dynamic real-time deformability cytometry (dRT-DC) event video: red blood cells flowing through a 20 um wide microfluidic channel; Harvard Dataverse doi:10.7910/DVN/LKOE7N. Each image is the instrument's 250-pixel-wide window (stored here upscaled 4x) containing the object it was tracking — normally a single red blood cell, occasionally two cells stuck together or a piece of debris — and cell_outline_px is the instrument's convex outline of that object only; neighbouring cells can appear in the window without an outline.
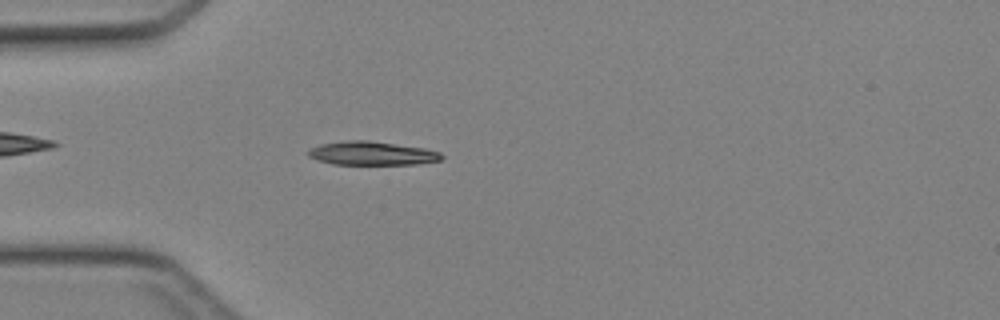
{"species": "Egyptian fruit bat (a non-hibernating species)", "species_latin": "Rousettus aegyptiacus", "temperature_condition": "cold", "stored_images_in_passage": 39, "camera_frame_rate_fps": 3000, "um_per_image_px": 0.085, "animal": {"sex": "female"}, "frame": {"image": 1, "passage_image": 7, "time_ms": 2.0, "image_size_px": [1000, 320], "cell_outline_px": [[444, 156], [440, 160], [416, 164], [332, 164], [316, 160], [308, 156], [308, 148], [320, 144], [348, 140], [368, 140], [424, 148], [440, 152]], "centroid_in_image_um": [31.57, 13.03], "position_along_channel_um": 53.4, "area_um2": 18.38}}
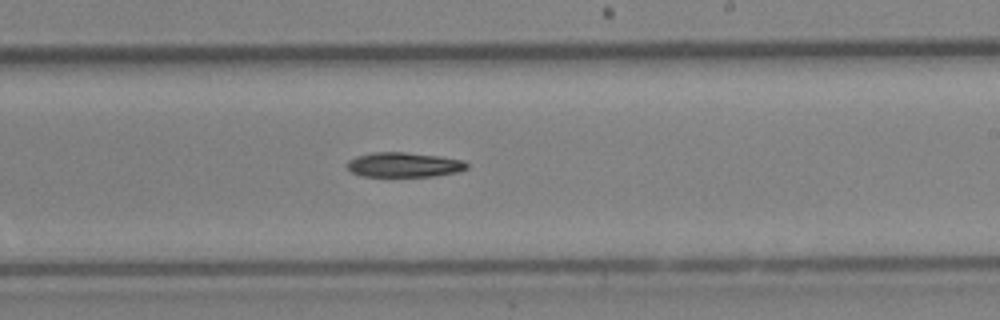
{"frame": {"image": 2, "passage_image": 21, "time_ms": 6.667, "image_size_px": [1000, 320], "cell_outline_px": [[468, 168], [456, 172], [432, 176], [360, 176], [352, 172], [348, 168], [348, 160], [356, 156], [372, 152], [404, 152], [440, 156], [464, 160], [468, 164]], "centroid_in_image_um": [34.33, 14.0], "position_along_channel_um": 254.7, "area_um2": 17.22}}
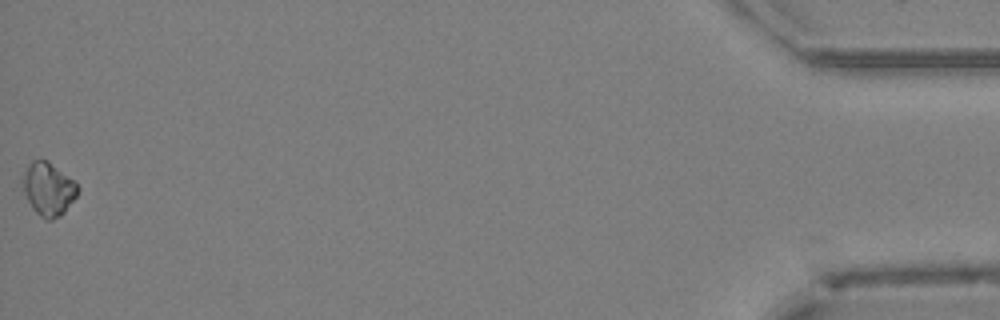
{"frame": {"image": 3, "passage_image": 39, "time_ms": 12.667, "image_size_px": [1000, 320], "cell_outline_px": [[80, 188], [76, 196], [64, 212], [60, 216], [52, 220], [44, 220], [32, 208], [24, 192], [20, 180], [28, 164], [32, 160], [48, 160], [76, 180]], "centroid_in_image_um": [4.12, 16.04], "position_along_channel_um": 431.1, "area_um2": 17.4}}